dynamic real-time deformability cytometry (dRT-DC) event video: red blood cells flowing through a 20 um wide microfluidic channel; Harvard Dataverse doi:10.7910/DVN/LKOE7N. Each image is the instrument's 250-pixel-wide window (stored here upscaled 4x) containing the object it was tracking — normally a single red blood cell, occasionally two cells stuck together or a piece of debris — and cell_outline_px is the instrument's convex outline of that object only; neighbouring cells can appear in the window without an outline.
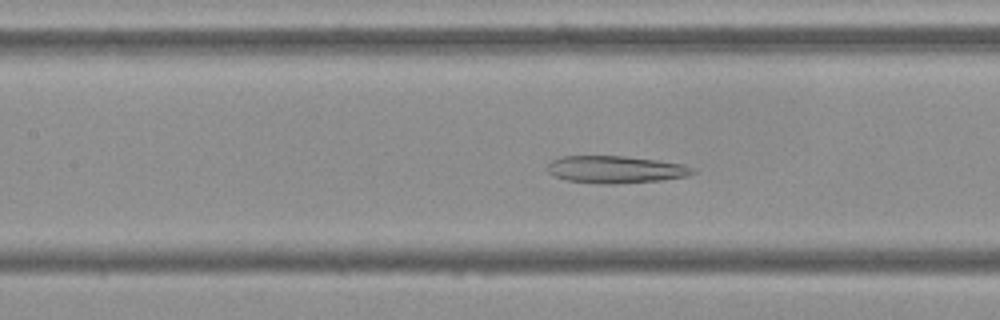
{"species": "Egyptian fruit bat (a non-hibernating species)", "species_latin": "Rousettus aegyptiacus", "temperature_condition": "cold", "stored_images_in_passage": 54, "camera_frame_rate_fps": 3000, "um_per_image_px": 0.085, "frame": {"image": 1, "passage_image": 24, "time_ms": 7.667, "image_size_px": [1000, 320], "cell_outline_px": [[696, 172], [688, 176], [660, 180], [616, 184], [600, 184], [568, 180], [552, 176], [544, 168], [552, 160], [560, 156], [624, 156], [656, 160], [684, 164], [696, 168]], "centroid_in_image_um": [52.31, 14.4], "position_along_channel_um": 155.1, "area_um2": 23.35}}
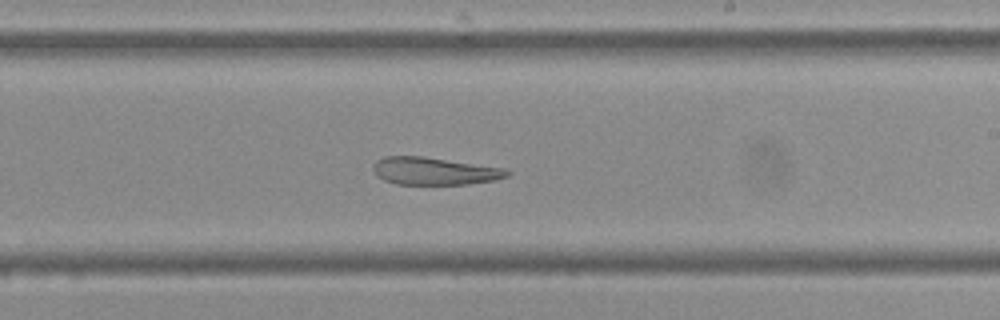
{"frame": {"image": 2, "passage_image": 32, "time_ms": 10.333, "image_size_px": [1000, 320], "cell_outline_px": [[512, 172], [508, 176], [496, 180], [464, 184], [396, 184], [384, 180], [376, 176], [372, 168], [372, 164], [376, 160], [384, 156], [424, 156], [504, 168]], "centroid_in_image_um": [36.89, 14.53], "position_along_channel_um": 252.1, "area_um2": 21.62}}
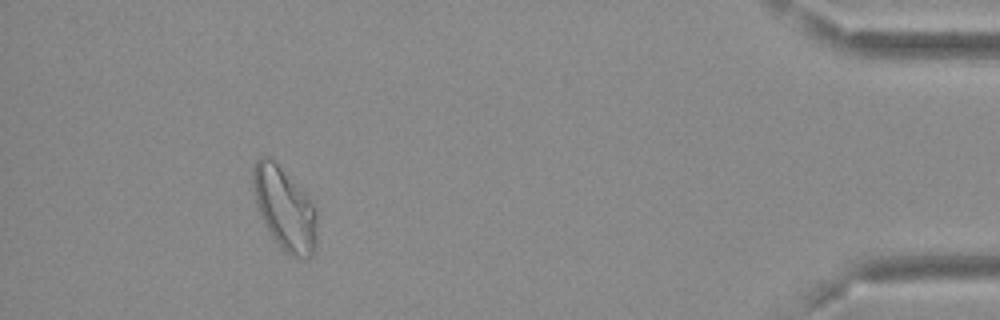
{"frame": {"image": 3, "passage_image": 50, "time_ms": 16.333, "image_size_px": [1000, 320], "cell_outline_px": [[316, 248], [312, 256], [308, 260], [292, 256], [272, 236], [264, 224], [256, 204], [252, 184], [252, 168], [256, 160], [260, 156], [268, 156], [308, 192], [316, 212]], "centroid_in_image_um": [24.21, 17.7], "position_along_channel_um": 411.0, "area_um2": 31.1}, "authors_computed_cell_mechanics": {"area_um2": 28.2931, "velocity_mm_per_s": 3.6513, "shape_relaxation_time_tau1_ms": null, "shape_relaxation_time_tau2_ms": 5.1688, "deformation_change_tau1": null, "deformation_change_tau2": 0.1318}}